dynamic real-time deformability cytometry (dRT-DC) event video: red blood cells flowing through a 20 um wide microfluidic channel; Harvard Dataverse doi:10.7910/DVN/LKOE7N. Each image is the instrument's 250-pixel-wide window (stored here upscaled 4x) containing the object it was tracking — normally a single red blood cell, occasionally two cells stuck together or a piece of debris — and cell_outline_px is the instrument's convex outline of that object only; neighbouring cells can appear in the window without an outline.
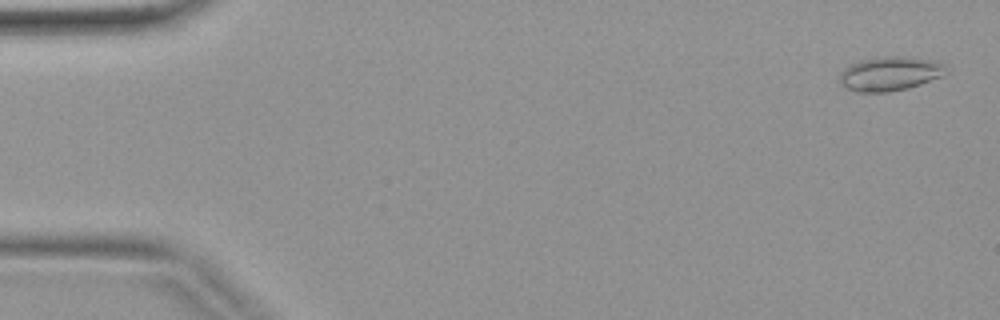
{"species": "common noctule bat (a hibernating species)", "species_latin": "Nyctalus noctula", "temperature_condition": "warm", "stored_images_in_passage": 5, "camera_frame_rate_fps": 3000, "um_per_image_px": 0.085, "animal": {"sex": "female", "body_mass_g": 19.9}, "frame": {"image": 1, "passage_image": 1, "time_ms": 0.0, "image_size_px": [1000, 320], "cell_outline_px": [[948, 72], [940, 76], [920, 84], [908, 88], [888, 92], [860, 92], [848, 88], [840, 84], [840, 72], [844, 68], [860, 60], [884, 56], [900, 56], [936, 60], [948, 68]], "centroid_in_image_um": [75.65, 6.25], "position_along_channel_um": 9.3, "area_um2": 21.1}}
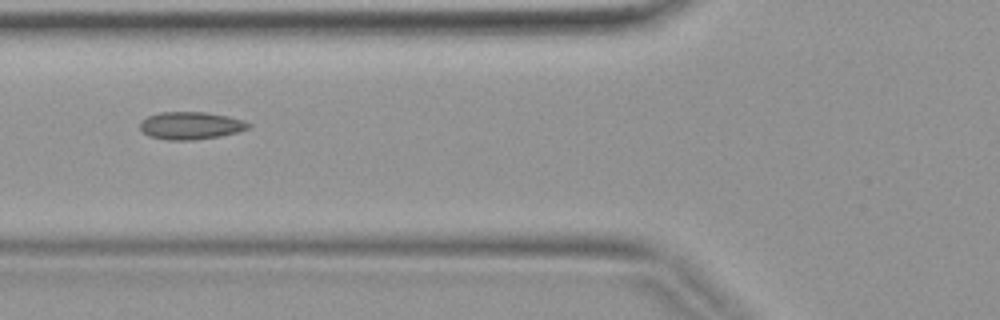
{"frame": {"image": 2, "passage_image": 5, "time_ms": 1.333, "image_size_px": [1000, 320], "cell_outline_px": [[252, 124], [248, 128], [236, 132], [220, 136], [192, 140], [168, 140], [148, 136], [140, 128], [140, 120], [148, 116], [160, 112], [208, 112], [228, 116], [244, 120]], "centroid_in_image_um": [16.2, 10.67], "position_along_channel_um": 109.6, "area_um2": 17.46}}